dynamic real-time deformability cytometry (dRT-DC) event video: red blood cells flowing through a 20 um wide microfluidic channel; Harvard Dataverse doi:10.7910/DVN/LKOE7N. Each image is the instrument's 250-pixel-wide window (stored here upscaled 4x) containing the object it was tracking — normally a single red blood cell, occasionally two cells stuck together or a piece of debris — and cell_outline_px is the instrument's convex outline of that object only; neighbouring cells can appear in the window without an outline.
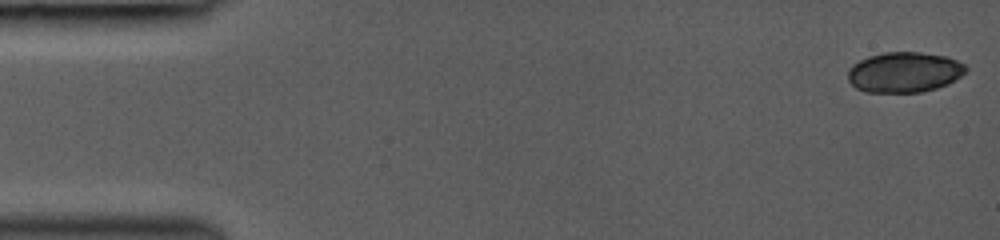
{"species": "common noctule bat (a hibernating species)", "species_latin": "Nyctalus noctula", "temperature_condition": "room temperature", "stored_images_in_passage": 44, "camera_frame_rate_fps": 3000, "um_per_image_px": 0.085, "animal": {"sex": "female", "body_mass_g": 19.0, "forearm_length_mm": 53.3}, "frame": {"image": 1, "passage_image": 1, "time_ms": 0.0, "image_size_px": [1000, 240], "cell_outline_px": [[968, 68], [960, 76], [948, 84], [924, 92], [868, 92], [856, 88], [848, 80], [848, 68], [852, 64], [868, 56], [884, 52], [920, 52], [948, 56], [964, 64]], "centroid_in_image_um": [76.86, 6.13], "position_along_channel_um": 8.1, "area_um2": 27.86}}
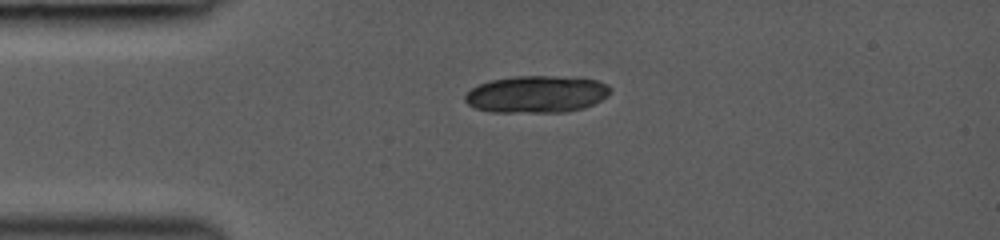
{"frame": {"image": 2, "passage_image": 11, "time_ms": 3.333, "image_size_px": [1000, 240], "cell_outline_px": [[612, 92], [608, 96], [584, 108], [564, 112], [488, 112], [476, 108], [468, 104], [464, 100], [464, 96], [472, 88], [480, 84], [492, 80], [516, 76], [552, 76], [596, 80], [608, 84], [612, 88]], "centroid_in_image_um": [45.62, 8.02], "position_along_channel_um": 39.4, "area_um2": 31.33}}